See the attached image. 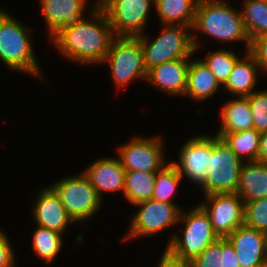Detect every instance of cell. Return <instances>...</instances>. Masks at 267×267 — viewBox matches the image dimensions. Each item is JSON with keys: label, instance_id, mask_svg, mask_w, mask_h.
I'll use <instances>...</instances> for the list:
<instances>
[{"label": "cell", "instance_id": "1", "mask_svg": "<svg viewBox=\"0 0 267 267\" xmlns=\"http://www.w3.org/2000/svg\"><path fill=\"white\" fill-rule=\"evenodd\" d=\"M90 19L60 29L51 39L59 52L70 60L85 64L103 63L115 38L110 21L96 0Z\"/></svg>", "mask_w": 267, "mask_h": 267}, {"label": "cell", "instance_id": "2", "mask_svg": "<svg viewBox=\"0 0 267 267\" xmlns=\"http://www.w3.org/2000/svg\"><path fill=\"white\" fill-rule=\"evenodd\" d=\"M192 29L221 42L245 41V52L249 51L250 39L244 29L241 11H236L224 0H199Z\"/></svg>", "mask_w": 267, "mask_h": 267}, {"label": "cell", "instance_id": "3", "mask_svg": "<svg viewBox=\"0 0 267 267\" xmlns=\"http://www.w3.org/2000/svg\"><path fill=\"white\" fill-rule=\"evenodd\" d=\"M30 36V28L0 9V60L10 70L42 77Z\"/></svg>", "mask_w": 267, "mask_h": 267}, {"label": "cell", "instance_id": "4", "mask_svg": "<svg viewBox=\"0 0 267 267\" xmlns=\"http://www.w3.org/2000/svg\"><path fill=\"white\" fill-rule=\"evenodd\" d=\"M179 222L185 223L184 230L181 228L183 235H173L165 248L176 259L191 262L219 238L200 204L187 214L181 211Z\"/></svg>", "mask_w": 267, "mask_h": 267}, {"label": "cell", "instance_id": "5", "mask_svg": "<svg viewBox=\"0 0 267 267\" xmlns=\"http://www.w3.org/2000/svg\"><path fill=\"white\" fill-rule=\"evenodd\" d=\"M161 34L149 42L147 36L137 37L144 52V64L147 71L153 66L165 62L190 58L199 47L195 36L189 34L190 27L180 25H165Z\"/></svg>", "mask_w": 267, "mask_h": 267}, {"label": "cell", "instance_id": "6", "mask_svg": "<svg viewBox=\"0 0 267 267\" xmlns=\"http://www.w3.org/2000/svg\"><path fill=\"white\" fill-rule=\"evenodd\" d=\"M242 164L243 162L222 138L216 135L212 137L206 181L201 186L204 196L215 193H236Z\"/></svg>", "mask_w": 267, "mask_h": 267}, {"label": "cell", "instance_id": "7", "mask_svg": "<svg viewBox=\"0 0 267 267\" xmlns=\"http://www.w3.org/2000/svg\"><path fill=\"white\" fill-rule=\"evenodd\" d=\"M105 62L109 64L118 88L137 78L147 79L144 52L138 38L115 37L103 63Z\"/></svg>", "mask_w": 267, "mask_h": 267}, {"label": "cell", "instance_id": "8", "mask_svg": "<svg viewBox=\"0 0 267 267\" xmlns=\"http://www.w3.org/2000/svg\"><path fill=\"white\" fill-rule=\"evenodd\" d=\"M51 187L75 223L89 219L100 210L102 199L83 172L81 175L62 178Z\"/></svg>", "mask_w": 267, "mask_h": 267}, {"label": "cell", "instance_id": "9", "mask_svg": "<svg viewBox=\"0 0 267 267\" xmlns=\"http://www.w3.org/2000/svg\"><path fill=\"white\" fill-rule=\"evenodd\" d=\"M154 2L155 0H98V5L107 15L115 37L137 38L144 35L143 28Z\"/></svg>", "mask_w": 267, "mask_h": 267}, {"label": "cell", "instance_id": "10", "mask_svg": "<svg viewBox=\"0 0 267 267\" xmlns=\"http://www.w3.org/2000/svg\"><path fill=\"white\" fill-rule=\"evenodd\" d=\"M139 207L124 239L139 238L164 231L179 223L181 209L177 204L155 201L153 199L135 204Z\"/></svg>", "mask_w": 267, "mask_h": 267}, {"label": "cell", "instance_id": "11", "mask_svg": "<svg viewBox=\"0 0 267 267\" xmlns=\"http://www.w3.org/2000/svg\"><path fill=\"white\" fill-rule=\"evenodd\" d=\"M207 203L200 204L210 217L214 232L226 238L244 225L245 203L237 193L205 195Z\"/></svg>", "mask_w": 267, "mask_h": 267}, {"label": "cell", "instance_id": "12", "mask_svg": "<svg viewBox=\"0 0 267 267\" xmlns=\"http://www.w3.org/2000/svg\"><path fill=\"white\" fill-rule=\"evenodd\" d=\"M162 139L134 137L118 148V158L125 171L157 172L164 165Z\"/></svg>", "mask_w": 267, "mask_h": 267}, {"label": "cell", "instance_id": "13", "mask_svg": "<svg viewBox=\"0 0 267 267\" xmlns=\"http://www.w3.org/2000/svg\"><path fill=\"white\" fill-rule=\"evenodd\" d=\"M211 146L212 136H195L181 146L179 161L172 163L182 177L185 175L190 181L202 186L206 181Z\"/></svg>", "mask_w": 267, "mask_h": 267}, {"label": "cell", "instance_id": "14", "mask_svg": "<svg viewBox=\"0 0 267 267\" xmlns=\"http://www.w3.org/2000/svg\"><path fill=\"white\" fill-rule=\"evenodd\" d=\"M226 239L236 251L240 267H259L267 263L266 233L243 225Z\"/></svg>", "mask_w": 267, "mask_h": 267}, {"label": "cell", "instance_id": "15", "mask_svg": "<svg viewBox=\"0 0 267 267\" xmlns=\"http://www.w3.org/2000/svg\"><path fill=\"white\" fill-rule=\"evenodd\" d=\"M40 191L37 201L35 200L32 206V215L37 226L63 234L66 227L75 222L68 215L59 195L51 186Z\"/></svg>", "mask_w": 267, "mask_h": 267}, {"label": "cell", "instance_id": "16", "mask_svg": "<svg viewBox=\"0 0 267 267\" xmlns=\"http://www.w3.org/2000/svg\"><path fill=\"white\" fill-rule=\"evenodd\" d=\"M190 58L173 60L148 70L147 81L173 96L185 95Z\"/></svg>", "mask_w": 267, "mask_h": 267}, {"label": "cell", "instance_id": "17", "mask_svg": "<svg viewBox=\"0 0 267 267\" xmlns=\"http://www.w3.org/2000/svg\"><path fill=\"white\" fill-rule=\"evenodd\" d=\"M102 199V193L122 191L125 186V169L122 167L119 158H100L94 161L83 171Z\"/></svg>", "mask_w": 267, "mask_h": 267}, {"label": "cell", "instance_id": "18", "mask_svg": "<svg viewBox=\"0 0 267 267\" xmlns=\"http://www.w3.org/2000/svg\"><path fill=\"white\" fill-rule=\"evenodd\" d=\"M88 0H40L42 14L48 24L51 38L67 26L82 18Z\"/></svg>", "mask_w": 267, "mask_h": 267}, {"label": "cell", "instance_id": "19", "mask_svg": "<svg viewBox=\"0 0 267 267\" xmlns=\"http://www.w3.org/2000/svg\"><path fill=\"white\" fill-rule=\"evenodd\" d=\"M237 195L244 203L267 197V164L257 161L243 163Z\"/></svg>", "mask_w": 267, "mask_h": 267}, {"label": "cell", "instance_id": "20", "mask_svg": "<svg viewBox=\"0 0 267 267\" xmlns=\"http://www.w3.org/2000/svg\"><path fill=\"white\" fill-rule=\"evenodd\" d=\"M220 87L215 75L201 60L195 59L189 62L184 96H190L192 100L204 101L213 96Z\"/></svg>", "mask_w": 267, "mask_h": 267}, {"label": "cell", "instance_id": "21", "mask_svg": "<svg viewBox=\"0 0 267 267\" xmlns=\"http://www.w3.org/2000/svg\"><path fill=\"white\" fill-rule=\"evenodd\" d=\"M221 126L216 136L221 138L225 133H234L253 128V117L247 97L227 101L221 108Z\"/></svg>", "mask_w": 267, "mask_h": 267}, {"label": "cell", "instance_id": "22", "mask_svg": "<svg viewBox=\"0 0 267 267\" xmlns=\"http://www.w3.org/2000/svg\"><path fill=\"white\" fill-rule=\"evenodd\" d=\"M243 59H239L229 75L228 80L223 85L225 90L230 91L237 97L250 96L255 89L257 83V73L259 65L256 63L255 58L249 53H245Z\"/></svg>", "mask_w": 267, "mask_h": 267}, {"label": "cell", "instance_id": "23", "mask_svg": "<svg viewBox=\"0 0 267 267\" xmlns=\"http://www.w3.org/2000/svg\"><path fill=\"white\" fill-rule=\"evenodd\" d=\"M199 0H155L161 23L193 28Z\"/></svg>", "mask_w": 267, "mask_h": 267}, {"label": "cell", "instance_id": "24", "mask_svg": "<svg viewBox=\"0 0 267 267\" xmlns=\"http://www.w3.org/2000/svg\"><path fill=\"white\" fill-rule=\"evenodd\" d=\"M261 133L254 128L234 133H225L221 138L232 152L243 162L257 161Z\"/></svg>", "mask_w": 267, "mask_h": 267}, {"label": "cell", "instance_id": "25", "mask_svg": "<svg viewBox=\"0 0 267 267\" xmlns=\"http://www.w3.org/2000/svg\"><path fill=\"white\" fill-rule=\"evenodd\" d=\"M156 172L125 171L124 195L133 205L150 200L155 186Z\"/></svg>", "mask_w": 267, "mask_h": 267}, {"label": "cell", "instance_id": "26", "mask_svg": "<svg viewBox=\"0 0 267 267\" xmlns=\"http://www.w3.org/2000/svg\"><path fill=\"white\" fill-rule=\"evenodd\" d=\"M241 10L244 29L250 41L267 34V3L263 0H244Z\"/></svg>", "mask_w": 267, "mask_h": 267}, {"label": "cell", "instance_id": "27", "mask_svg": "<svg viewBox=\"0 0 267 267\" xmlns=\"http://www.w3.org/2000/svg\"><path fill=\"white\" fill-rule=\"evenodd\" d=\"M183 177L176 166L169 162L156 172L152 198L155 201L175 204L171 198Z\"/></svg>", "mask_w": 267, "mask_h": 267}, {"label": "cell", "instance_id": "28", "mask_svg": "<svg viewBox=\"0 0 267 267\" xmlns=\"http://www.w3.org/2000/svg\"><path fill=\"white\" fill-rule=\"evenodd\" d=\"M32 235V246L36 255L46 263L53 262L62 249L63 234L38 226Z\"/></svg>", "mask_w": 267, "mask_h": 267}, {"label": "cell", "instance_id": "29", "mask_svg": "<svg viewBox=\"0 0 267 267\" xmlns=\"http://www.w3.org/2000/svg\"><path fill=\"white\" fill-rule=\"evenodd\" d=\"M239 59L237 54L224 48L210 53L205 60H200L211 70L216 80L223 86Z\"/></svg>", "mask_w": 267, "mask_h": 267}, {"label": "cell", "instance_id": "30", "mask_svg": "<svg viewBox=\"0 0 267 267\" xmlns=\"http://www.w3.org/2000/svg\"><path fill=\"white\" fill-rule=\"evenodd\" d=\"M244 225L267 234V197L245 203Z\"/></svg>", "mask_w": 267, "mask_h": 267}, {"label": "cell", "instance_id": "31", "mask_svg": "<svg viewBox=\"0 0 267 267\" xmlns=\"http://www.w3.org/2000/svg\"><path fill=\"white\" fill-rule=\"evenodd\" d=\"M247 98L253 117V128L260 133L267 131V90L254 91Z\"/></svg>", "mask_w": 267, "mask_h": 267}, {"label": "cell", "instance_id": "32", "mask_svg": "<svg viewBox=\"0 0 267 267\" xmlns=\"http://www.w3.org/2000/svg\"><path fill=\"white\" fill-rule=\"evenodd\" d=\"M192 267H222V238L211 243L199 256L191 262Z\"/></svg>", "mask_w": 267, "mask_h": 267}, {"label": "cell", "instance_id": "33", "mask_svg": "<svg viewBox=\"0 0 267 267\" xmlns=\"http://www.w3.org/2000/svg\"><path fill=\"white\" fill-rule=\"evenodd\" d=\"M248 52L255 58L260 69L267 72V34L253 38Z\"/></svg>", "mask_w": 267, "mask_h": 267}, {"label": "cell", "instance_id": "34", "mask_svg": "<svg viewBox=\"0 0 267 267\" xmlns=\"http://www.w3.org/2000/svg\"><path fill=\"white\" fill-rule=\"evenodd\" d=\"M12 249L8 237L0 229V267L15 266V255Z\"/></svg>", "mask_w": 267, "mask_h": 267}, {"label": "cell", "instance_id": "35", "mask_svg": "<svg viewBox=\"0 0 267 267\" xmlns=\"http://www.w3.org/2000/svg\"><path fill=\"white\" fill-rule=\"evenodd\" d=\"M222 255V267H240L236 251L226 238H222Z\"/></svg>", "mask_w": 267, "mask_h": 267}, {"label": "cell", "instance_id": "36", "mask_svg": "<svg viewBox=\"0 0 267 267\" xmlns=\"http://www.w3.org/2000/svg\"><path fill=\"white\" fill-rule=\"evenodd\" d=\"M158 267H192L188 261H183L172 257L166 250L160 260Z\"/></svg>", "mask_w": 267, "mask_h": 267}, {"label": "cell", "instance_id": "37", "mask_svg": "<svg viewBox=\"0 0 267 267\" xmlns=\"http://www.w3.org/2000/svg\"><path fill=\"white\" fill-rule=\"evenodd\" d=\"M257 162L267 164V131L260 135V145Z\"/></svg>", "mask_w": 267, "mask_h": 267}, {"label": "cell", "instance_id": "38", "mask_svg": "<svg viewBox=\"0 0 267 267\" xmlns=\"http://www.w3.org/2000/svg\"><path fill=\"white\" fill-rule=\"evenodd\" d=\"M259 267H267V263H265V264H263V265H261Z\"/></svg>", "mask_w": 267, "mask_h": 267}]
</instances>
